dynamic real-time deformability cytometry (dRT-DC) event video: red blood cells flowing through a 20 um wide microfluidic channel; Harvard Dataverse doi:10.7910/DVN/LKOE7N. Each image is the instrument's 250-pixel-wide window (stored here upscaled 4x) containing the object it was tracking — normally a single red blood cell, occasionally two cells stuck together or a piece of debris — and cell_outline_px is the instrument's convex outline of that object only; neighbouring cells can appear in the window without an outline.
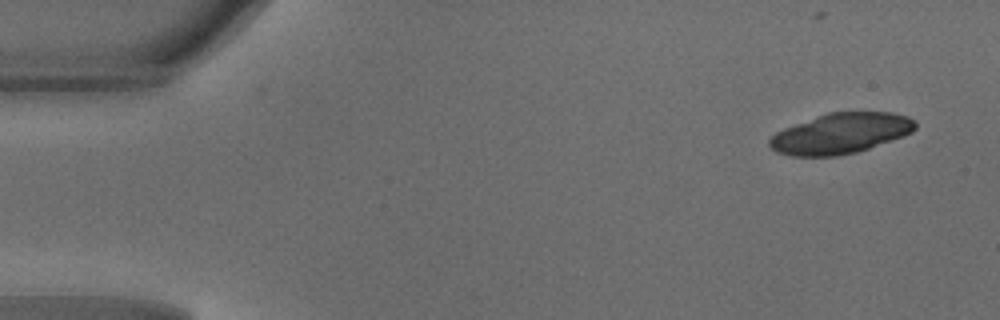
{"species": "common noctule bat (a hibernating species)", "species_latin": "Nyctalus noctula", "temperature_condition": "warm", "stored_images_in_passage": 46, "camera_frame_rate_fps": 3000, "um_per_image_px": 0.085, "animal": {"sex": "male", "body_mass_g": 18.8}, "frame": {"image": 1, "passage_image": 1, "time_ms": 0.0, "image_size_px": [1000, 320], "cell_outline_px": [[916, 128], [912, 132], [904, 136], [856, 152], [836, 156], [792, 156], [776, 152], [768, 144], [768, 140], [776, 132], [784, 128], [828, 112], [892, 112], [908, 116], [916, 120]], "centroid_in_image_um": [71.47, 11.34], "position_along_channel_um": 13.5, "area_um2": 34.33}, "authors_computed_cell_mechanics": {"area_um2": 23.7269, "velocity_mm_per_s": 4.1787, "shape_relaxation_time_tau1_ms": 1.5966, "shape_relaxation_time_tau2_ms": null, "deformation_change_tau1": 0.1407, "deformation_change_tau2": null}}